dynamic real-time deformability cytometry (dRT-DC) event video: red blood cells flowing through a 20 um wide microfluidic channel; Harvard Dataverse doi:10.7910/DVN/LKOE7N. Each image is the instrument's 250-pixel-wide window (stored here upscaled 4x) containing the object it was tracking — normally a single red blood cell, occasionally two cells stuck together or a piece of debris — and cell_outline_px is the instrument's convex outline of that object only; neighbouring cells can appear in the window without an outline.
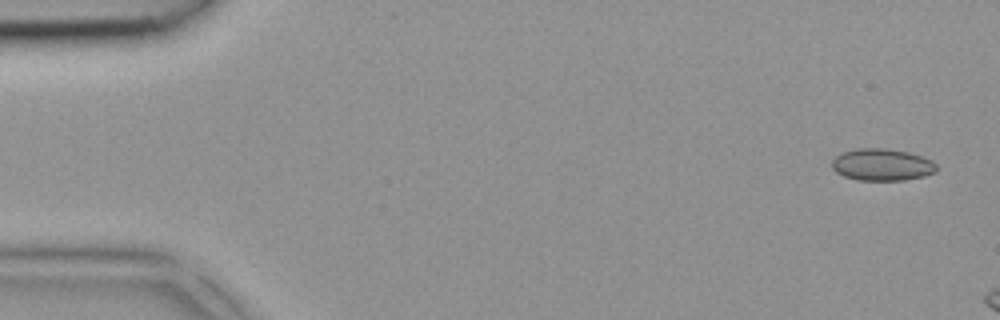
{"species": "common noctule bat (a hibernating species)", "species_latin": "Nyctalus noctula", "temperature_condition": "room temperature", "stored_images_in_passage": 6, "camera_frame_rate_fps": 3000, "um_per_image_px": 0.085, "animal": {"sex": "female", "body_mass_g": 18.4}, "frame": {"image": 1, "passage_image": 1, "time_ms": 0.0, "image_size_px": [1000, 320], "cell_outline_px": [[936, 172], [924, 176], [904, 180], [856, 180], [844, 176], [836, 172], [832, 168], [832, 160], [840, 152], [856, 148], [884, 148], [908, 152], [932, 160], [936, 164]], "centroid_in_image_um": [74.95, 13.99], "position_along_channel_um": 10.1, "area_um2": 19.59}}